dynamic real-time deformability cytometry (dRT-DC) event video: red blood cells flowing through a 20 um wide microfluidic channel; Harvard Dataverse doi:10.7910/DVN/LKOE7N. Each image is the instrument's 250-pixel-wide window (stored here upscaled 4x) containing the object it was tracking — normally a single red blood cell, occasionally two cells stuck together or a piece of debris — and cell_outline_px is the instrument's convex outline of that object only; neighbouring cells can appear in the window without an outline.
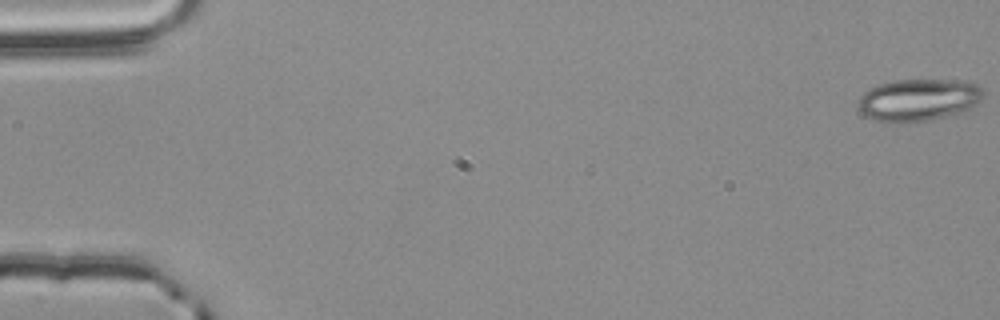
{"species": "common noctule bat (a hibernating species)", "species_latin": "Nyctalus noctula", "temperature_condition": "room temperature", "stored_images_in_passage": 12, "camera_frame_rate_fps": 3000, "um_per_image_px": 0.085, "animal": {"sex": "male", "body_mass_g": 20.4}, "frame": {"image": 1, "passage_image": 1, "time_ms": 0.0, "image_size_px": [1000, 320], "cell_outline_px": [[984, 96], [980, 100], [968, 108], [960, 112], [928, 120], [876, 120], [864, 116], [860, 112], [856, 104], [856, 100], [868, 88], [892, 80], [956, 80], [976, 84], [984, 92]], "centroid_in_image_um": [78.01, 8.45], "position_along_channel_um": 7.0, "area_um2": 30.11}}